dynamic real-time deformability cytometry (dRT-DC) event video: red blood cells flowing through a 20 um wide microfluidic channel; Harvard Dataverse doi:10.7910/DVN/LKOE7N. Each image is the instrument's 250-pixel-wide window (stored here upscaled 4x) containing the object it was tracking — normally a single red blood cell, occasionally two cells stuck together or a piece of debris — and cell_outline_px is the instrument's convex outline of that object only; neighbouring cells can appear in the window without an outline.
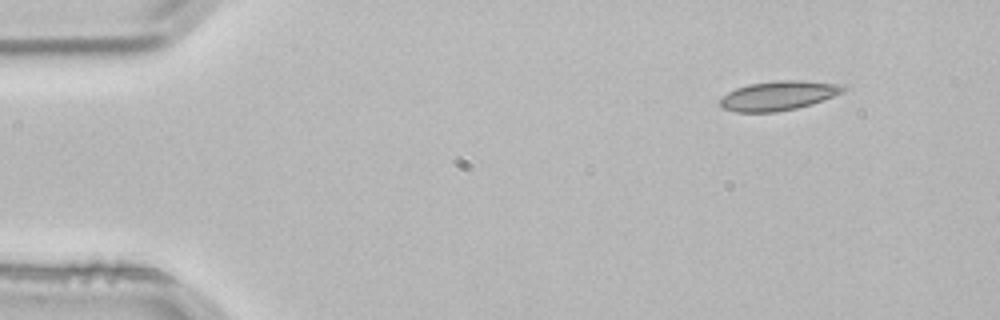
{"species": "common noctule bat (a hibernating species)", "species_latin": "Nyctalus noctula", "temperature_condition": "room temperature", "stored_images_in_passage": 3, "camera_frame_rate_fps": 3000, "um_per_image_px": 0.085, "animal": {"sex": "male", "body_mass_g": 21.5, "forearm_length_mm": 52.0}, "frame": {"image": 1, "passage_image": 1, "time_ms": 0.0, "image_size_px": [1000, 320], "cell_outline_px": [[848, 88], [844, 92], [812, 104], [796, 108], [776, 112], [736, 112], [724, 108], [720, 104], [720, 100], [728, 92], [736, 88], [748, 84], [776, 80], [804, 80], [836, 84]], "centroid_in_image_um": [66.17, 8.12], "position_along_channel_um": 18.8, "area_um2": 20.98}}